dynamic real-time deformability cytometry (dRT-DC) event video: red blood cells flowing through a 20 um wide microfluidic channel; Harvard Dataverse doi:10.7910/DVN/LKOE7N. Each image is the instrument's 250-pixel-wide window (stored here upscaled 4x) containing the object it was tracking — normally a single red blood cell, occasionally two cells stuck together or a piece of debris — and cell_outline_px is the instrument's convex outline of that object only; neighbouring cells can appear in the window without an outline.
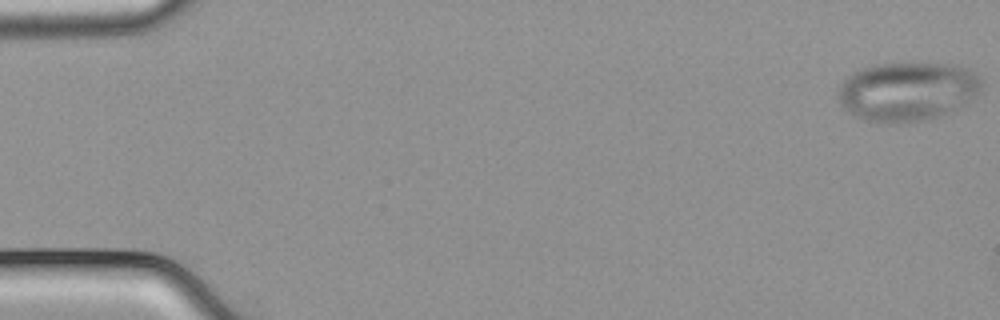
{"species": "common noctule bat (a hibernating species)", "species_latin": "Nyctalus noctula", "temperature_condition": "cold", "stored_images_in_passage": 10, "camera_frame_rate_fps": 3000, "um_per_image_px": 0.085, "animal": {"sex": "male", "body_mass_g": 21.5, "forearm_length_mm": 52.0}, "frame": {"image": 1, "passage_image": 1, "time_ms": 0.0, "image_size_px": [1000, 320], "cell_outline_px": [[984, 84], [980, 92], [968, 104], [944, 116], [912, 124], [880, 124], [860, 120], [852, 116], [840, 104], [840, 84], [852, 72], [860, 68], [876, 64], [956, 64], [968, 68], [980, 76], [984, 80]], "centroid_in_image_um": [77.19, 7.82], "position_along_channel_um": 7.8, "area_um2": 50.86}}